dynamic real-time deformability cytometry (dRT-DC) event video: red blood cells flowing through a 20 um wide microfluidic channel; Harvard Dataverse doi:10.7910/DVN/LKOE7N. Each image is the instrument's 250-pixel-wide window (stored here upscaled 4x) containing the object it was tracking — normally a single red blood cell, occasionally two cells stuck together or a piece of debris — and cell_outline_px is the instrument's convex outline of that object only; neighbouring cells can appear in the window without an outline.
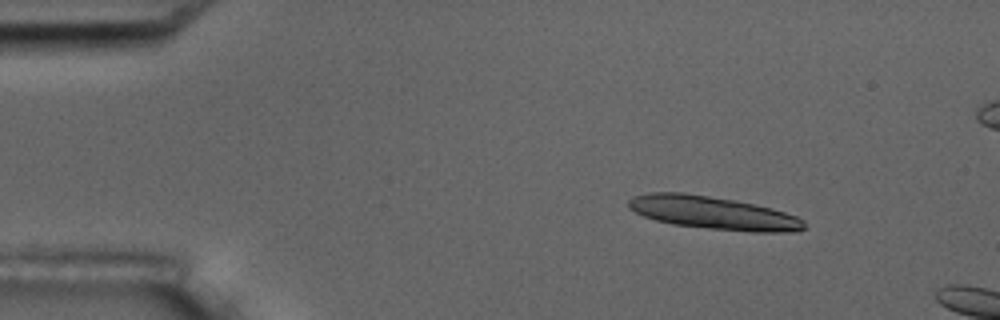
{"species": "common noctule bat (a hibernating species)", "species_latin": "Nyctalus noctula", "temperature_condition": "room temperature", "stored_images_in_passage": 3, "camera_frame_rate_fps": 3000, "um_per_image_px": 0.085, "animal": {"sex": "male", "body_mass_g": 17.5, "forearm_length_mm": 52.3}, "frame": {"image": 1, "passage_image": 2, "time_ms": 1.0, "image_size_px": [1000, 320], "cell_outline_px": [[804, 228], [796, 232], [752, 232], [708, 228], [672, 224], [656, 220], [644, 216], [628, 208], [628, 200], [632, 196], [648, 192], [684, 192], [736, 200], [756, 204], [772, 208], [796, 216], [804, 220]], "centroid_in_image_um": [60.61, 18.08], "position_along_channel_um": 24.4, "area_um2": 33.93}}